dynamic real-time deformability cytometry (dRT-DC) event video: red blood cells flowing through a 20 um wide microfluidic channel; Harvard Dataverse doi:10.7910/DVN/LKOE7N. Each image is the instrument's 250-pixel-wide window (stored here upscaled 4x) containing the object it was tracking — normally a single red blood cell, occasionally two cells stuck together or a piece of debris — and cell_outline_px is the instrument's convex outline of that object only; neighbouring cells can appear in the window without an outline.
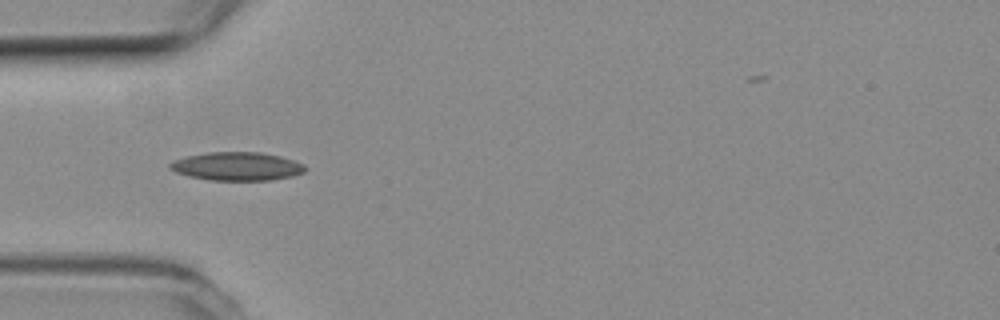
{"species": "common noctule bat (a hibernating species)", "species_latin": "Nyctalus noctula", "temperature_condition": "room temperature", "stored_images_in_passage": 11, "camera_frame_rate_fps": 3000, "um_per_image_px": 0.085, "animal": {"sex": "female", "body_mass_g": 19.3, "forearm_length_mm": 54.1}, "frame": {"image": 1, "passage_image": 4, "time_ms": 1.0, "image_size_px": [1000, 320], "cell_outline_px": [[304, 172], [292, 176], [272, 180], [208, 180], [188, 176], [176, 172], [168, 168], [168, 164], [172, 160], [188, 156], [208, 152], [260, 152], [280, 156], [304, 164]], "centroid_in_image_um": [20.1, 14.14], "position_along_channel_um": 64.9, "area_um2": 22.37}}
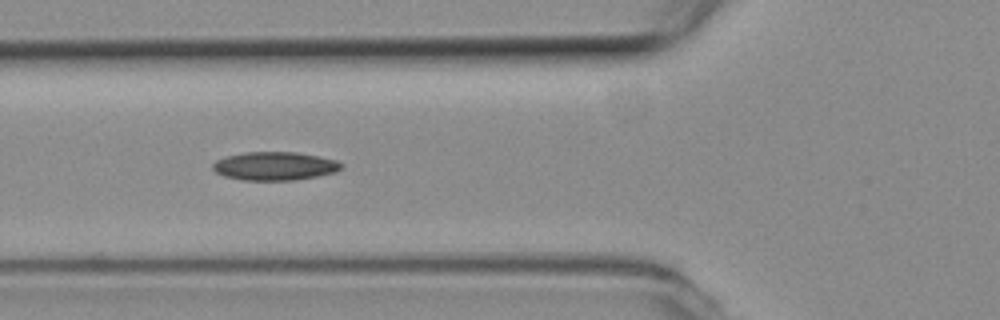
{"frame": {"image": 2, "passage_image": 7, "time_ms": 2.0, "image_size_px": [1000, 320], "cell_outline_px": [[344, 164], [336, 172], [296, 180], [244, 180], [224, 176], [216, 172], [212, 168], [212, 164], [216, 160], [228, 156], [244, 152], [296, 152], [336, 160]], "centroid_in_image_um": [23.34, 14.11], "position_along_channel_um": 102.5, "area_um2": 21.15}}